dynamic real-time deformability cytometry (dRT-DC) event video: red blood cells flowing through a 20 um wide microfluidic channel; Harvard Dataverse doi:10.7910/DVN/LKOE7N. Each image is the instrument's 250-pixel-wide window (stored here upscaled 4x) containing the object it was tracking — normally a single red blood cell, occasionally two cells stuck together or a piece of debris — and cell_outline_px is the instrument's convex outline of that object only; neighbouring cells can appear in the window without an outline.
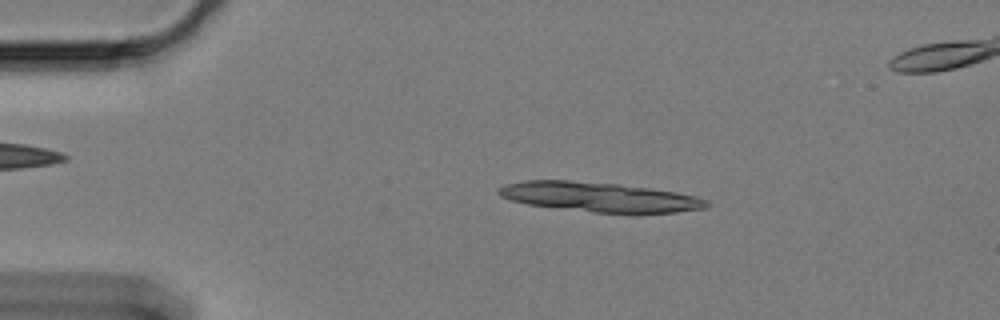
{"species": "Egyptian fruit bat (a non-hibernating species)", "species_latin": "Rousettus aegyptiacus", "temperature_condition": "cold", "stored_images_in_passage": 17, "camera_frame_rate_fps": 3000, "um_per_image_px": 0.085, "animal": {"sex": "female"}, "frame": {"image": 1, "passage_image": 10, "time_ms": 3.0, "image_size_px": [1000, 320], "cell_outline_px": [[708, 204], [704, 208], [676, 212], [596, 212], [528, 204], [512, 200], [500, 196], [496, 192], [496, 188], [504, 184], [524, 180], [568, 180], [620, 184], [676, 192], [696, 196], [708, 200]], "centroid_in_image_um": [50.89, 16.72], "position_along_channel_um": 34.1, "area_um2": 35.37}}